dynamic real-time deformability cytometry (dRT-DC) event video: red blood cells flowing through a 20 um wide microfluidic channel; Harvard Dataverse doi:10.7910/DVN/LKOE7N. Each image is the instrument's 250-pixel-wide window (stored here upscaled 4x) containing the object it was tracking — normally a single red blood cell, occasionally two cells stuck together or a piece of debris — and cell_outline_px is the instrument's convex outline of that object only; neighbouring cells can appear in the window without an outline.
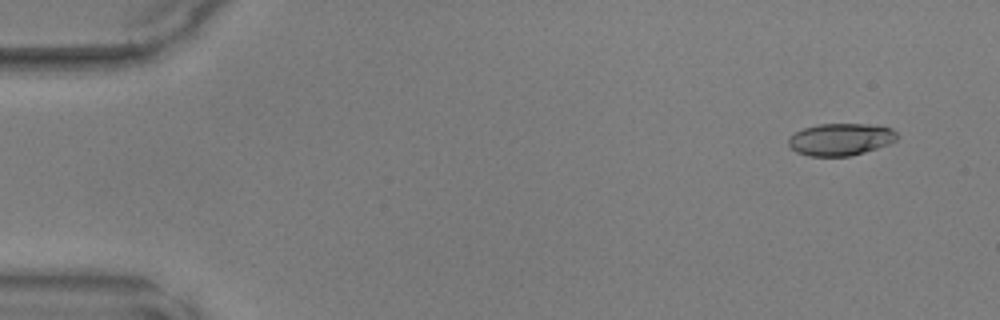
{"species": "common noctule bat (a hibernating species)", "species_latin": "Nyctalus noctula", "temperature_condition": "warm", "stored_images_in_passage": 46, "camera_frame_rate_fps": 3000, "um_per_image_px": 0.085, "animal": {"sex": "male", "body_mass_g": 17.9, "forearm_length_mm": 54.2}, "frame": {"image": 1, "passage_image": 1, "time_ms": 0.0, "image_size_px": [1000, 320], "cell_outline_px": [[900, 136], [896, 140], [888, 144], [864, 152], [848, 156], [808, 156], [796, 152], [788, 144], [788, 136], [804, 128], [816, 124], [864, 124], [892, 128]], "centroid_in_image_um": [71.43, 11.84], "position_along_channel_um": 13.6, "area_um2": 20.35}}
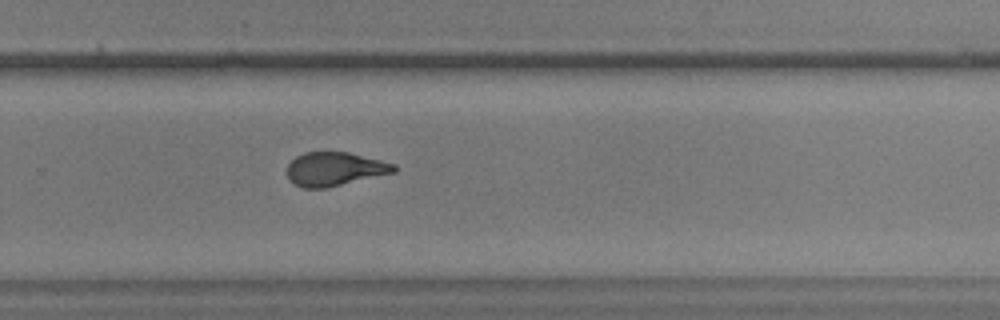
{"frame": {"image": 2, "passage_image": 30, "time_ms": 9.667, "image_size_px": [1000, 320], "cell_outline_px": [[396, 172], [324, 188], [300, 188], [292, 184], [288, 180], [288, 164], [296, 156], [304, 152], [348, 152], [396, 164]], "centroid_in_image_um": [28.42, 14.37], "position_along_channel_um": 301.4, "area_um2": 20.98}}
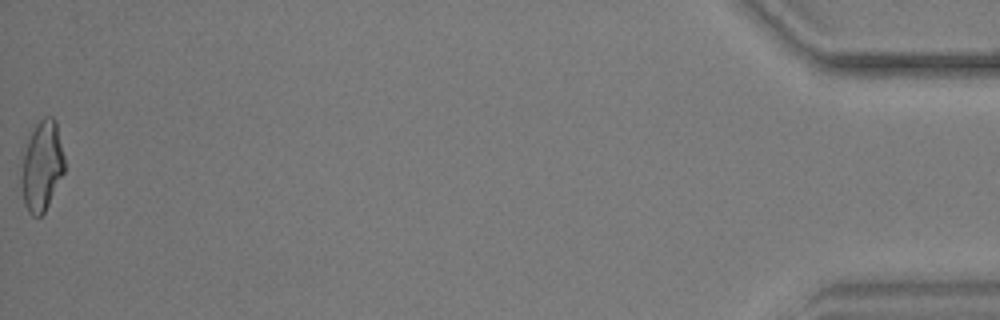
{"frame": {"image": 3, "passage_image": 46, "time_ms": 15.0, "image_size_px": [1000, 320], "cell_outline_px": [[64, 172], [44, 212], [40, 216], [32, 216], [28, 212], [24, 204], [20, 184], [20, 152], [36, 124], [44, 116], [52, 116], [56, 120], [64, 156]], "centroid_in_image_um": [3.5, 14.08], "position_along_channel_um": 431.7, "area_um2": 23.24}}